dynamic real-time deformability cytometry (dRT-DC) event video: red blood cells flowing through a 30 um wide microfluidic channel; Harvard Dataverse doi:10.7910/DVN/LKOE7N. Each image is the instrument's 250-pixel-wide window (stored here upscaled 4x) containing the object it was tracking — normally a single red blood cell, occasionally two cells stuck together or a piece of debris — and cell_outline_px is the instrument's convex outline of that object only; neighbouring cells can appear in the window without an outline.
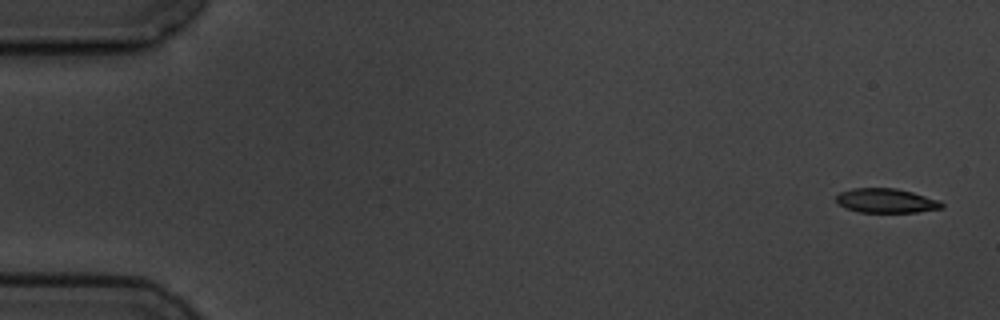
{"species": "common noctule bat (a hibernating species)", "species_latin": "Nyctalus noctula", "temperature_condition": "cold", "stored_images_in_passage": 5, "camera_frame_rate_fps": 3000, "um_per_image_px": 0.085, "animal": {"sex": "male", "body_mass_g": 19.5, "forearm_length_mm": 54.6}, "frame": {"image": 1, "passage_image": 1, "time_ms": 0.0, "image_size_px": [1000, 320], "cell_outline_px": [[944, 208], [916, 212], [860, 212], [848, 208], [840, 204], [836, 200], [836, 196], [840, 192], [852, 188], [896, 188], [912, 192], [940, 200], [944, 204]], "centroid_in_image_um": [75.36, 17.05], "position_along_channel_um": 9.6, "area_um2": 14.91}}
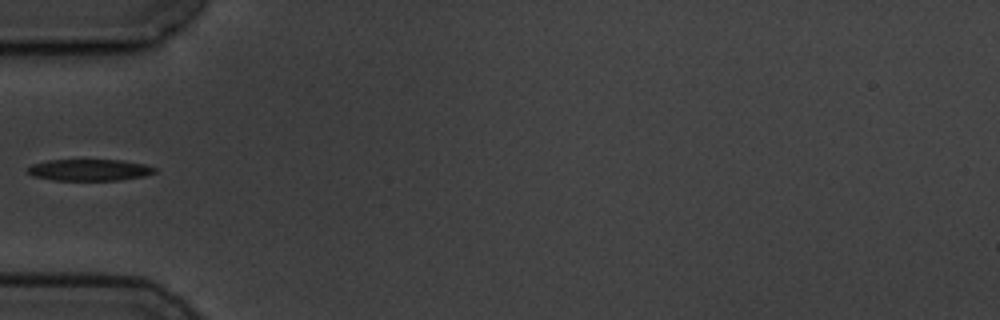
{"frame": {"image": 2, "passage_image": 4, "time_ms": 5.667, "image_size_px": [1000, 320], "cell_outline_px": [[156, 172], [144, 176], [120, 180], [52, 180], [32, 176], [24, 172], [24, 168], [32, 164], [48, 160], [124, 160], [144, 164], [156, 168]], "centroid_in_image_um": [7.53, 14.44], "position_along_channel_um": 77.5, "area_um2": 16.18}}
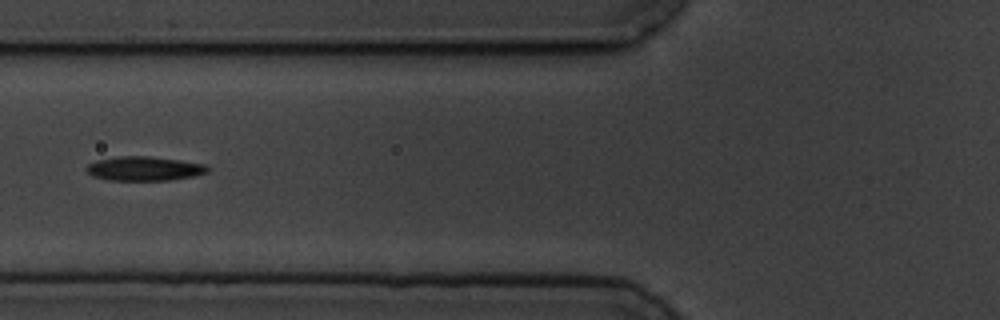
{"frame": {"image": 3, "passage_image": 5, "time_ms": 6.667, "image_size_px": [1000, 320], "cell_outline_px": [[212, 168], [208, 172], [192, 176], [168, 180], [108, 180], [92, 176], [84, 168], [88, 164], [96, 160], [120, 156], [148, 156], [180, 160], [204, 164]], "centroid_in_image_um": [12.25, 14.33], "position_along_channel_um": 113.6, "area_um2": 17.11}}